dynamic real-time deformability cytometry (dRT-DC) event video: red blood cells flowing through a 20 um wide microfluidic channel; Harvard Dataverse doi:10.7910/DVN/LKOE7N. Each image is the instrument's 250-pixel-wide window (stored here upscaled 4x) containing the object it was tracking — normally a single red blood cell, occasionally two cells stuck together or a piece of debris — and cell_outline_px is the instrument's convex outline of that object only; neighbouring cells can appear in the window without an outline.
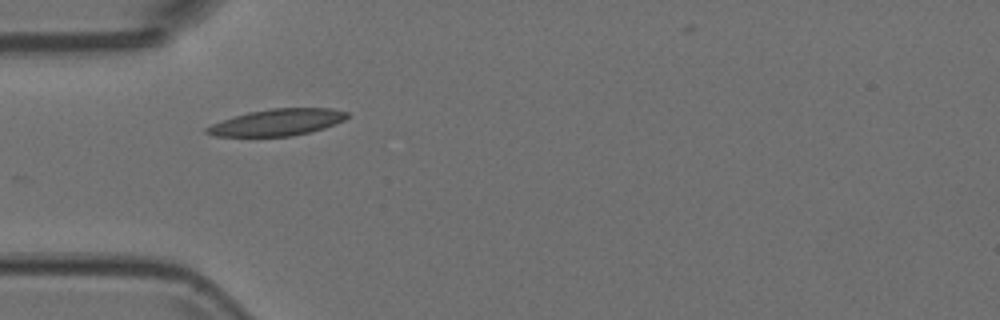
{"species": "Egyptian fruit bat (a non-hibernating species)", "species_latin": "Rousettus aegyptiacus", "temperature_condition": "room temperature", "stored_images_in_passage": 29, "camera_frame_rate_fps": 3000, "um_per_image_px": 0.085, "animal": {"sex": "female"}, "frame": {"image": 1, "passage_image": 1, "time_ms": 0.0, "image_size_px": [1000, 320], "cell_outline_px": [[348, 116], [344, 120], [324, 128], [312, 132], [292, 136], [212, 136], [204, 132], [204, 128], [212, 124], [248, 112], [272, 108], [332, 108], [348, 112]], "centroid_in_image_um": [23.58, 10.4], "position_along_channel_um": 61.4, "area_um2": 21.73}}
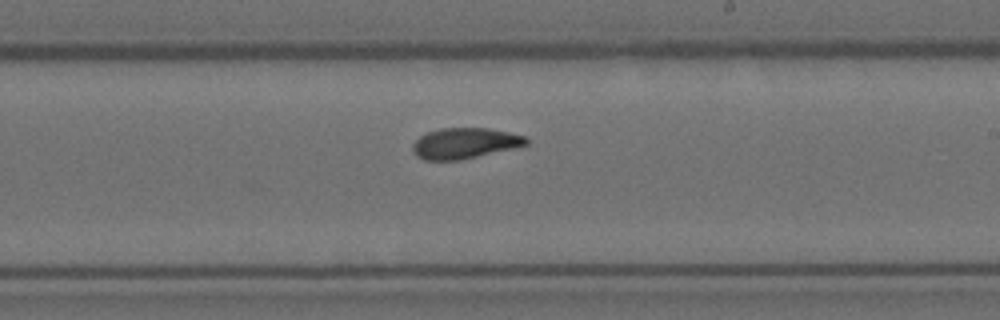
{"frame": {"image": 2, "passage_image": 16, "time_ms": 5.0, "image_size_px": [1000, 320], "cell_outline_px": [[528, 144], [516, 148], [460, 160], [424, 160], [416, 156], [412, 152], [412, 144], [420, 136], [428, 132], [440, 128], [488, 128], [508, 132], [524, 136], [528, 140]], "centroid_in_image_um": [39.49, 12.18], "position_along_channel_um": 249.5, "area_um2": 20.4}}
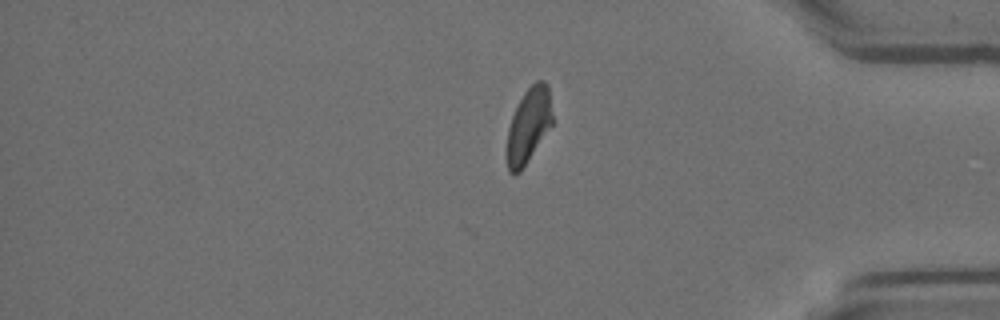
{"frame": {"image": 3, "passage_image": 29, "time_ms": 9.333, "image_size_px": [1000, 320], "cell_outline_px": [[552, 124], [520, 172], [508, 172], [504, 156], [504, 152], [508, 128], [512, 116], [524, 92], [536, 80], [544, 80], [548, 84], [552, 116]], "centroid_in_image_um": [44.88, 10.68], "position_along_channel_um": 390.3, "area_um2": 19.94}}